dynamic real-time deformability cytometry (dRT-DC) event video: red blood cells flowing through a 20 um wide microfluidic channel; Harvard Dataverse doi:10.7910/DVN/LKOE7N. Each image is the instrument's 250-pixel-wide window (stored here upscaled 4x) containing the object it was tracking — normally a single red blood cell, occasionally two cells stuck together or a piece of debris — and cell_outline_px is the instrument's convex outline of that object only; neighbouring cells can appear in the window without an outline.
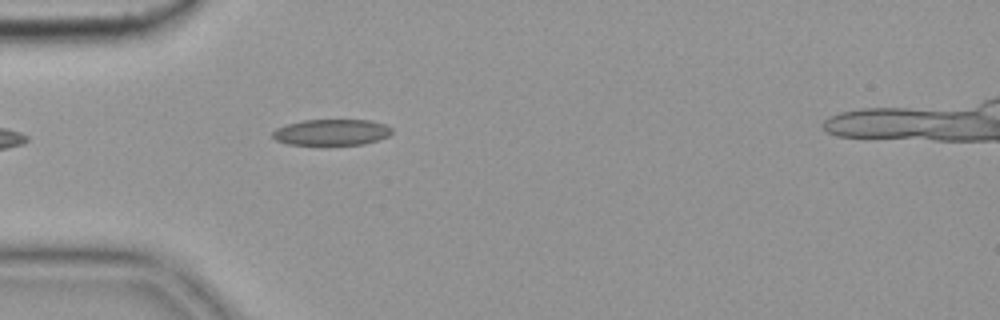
{"species": "common noctule bat (a hibernating species)", "species_latin": "Nyctalus noctula", "temperature_condition": "cold", "stored_images_in_passage": 41, "camera_frame_rate_fps": 3000, "um_per_image_px": 0.085, "animal": {"sex": "female", "body_mass_g": 19.9}, "frame": {"image": 1, "passage_image": 1, "time_ms": 0.0, "image_size_px": [1000, 320], "cell_outline_px": [[392, 132], [388, 136], [364, 144], [324, 148], [320, 148], [288, 144], [276, 140], [272, 136], [272, 132], [276, 128], [288, 124], [304, 120], [368, 120], [384, 124], [392, 128]], "centroid_in_image_um": [28.14, 11.3], "position_along_channel_um": 56.9, "area_um2": 19.02}}